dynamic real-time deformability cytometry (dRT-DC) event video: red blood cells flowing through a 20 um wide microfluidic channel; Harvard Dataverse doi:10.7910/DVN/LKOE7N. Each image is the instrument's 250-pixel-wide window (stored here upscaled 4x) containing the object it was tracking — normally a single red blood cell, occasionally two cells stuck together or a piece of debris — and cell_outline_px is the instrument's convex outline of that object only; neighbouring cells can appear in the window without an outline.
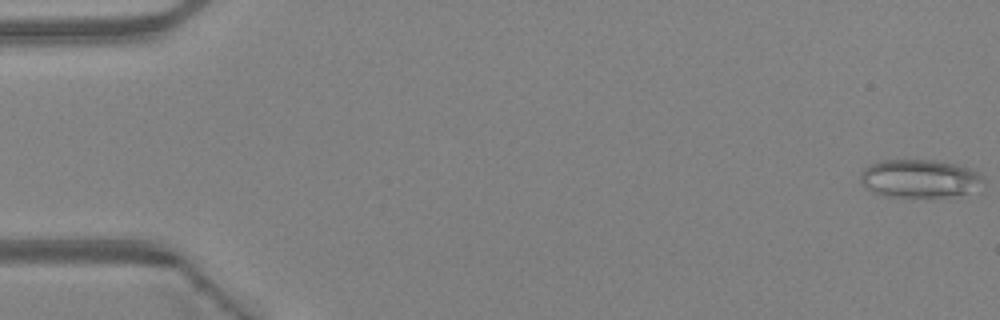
{"species": "Egyptian fruit bat (a non-hibernating species)", "species_latin": "Rousettus aegyptiacus", "temperature_condition": "warm", "stored_images_in_passage": 46, "camera_frame_rate_fps": 3000, "um_per_image_px": 0.085, "animal": {"sex": "female"}, "frame": {"image": 1, "passage_image": 1, "time_ms": 0.0, "image_size_px": [1000, 320], "cell_outline_px": [[984, 180], [964, 192], [944, 196], [888, 196], [864, 188], [860, 180], [860, 176], [864, 168], [880, 160], [936, 160], [956, 164], [968, 168], [984, 176]], "centroid_in_image_um": [78.07, 15.14], "position_along_channel_um": 6.9, "area_um2": 26.47}}
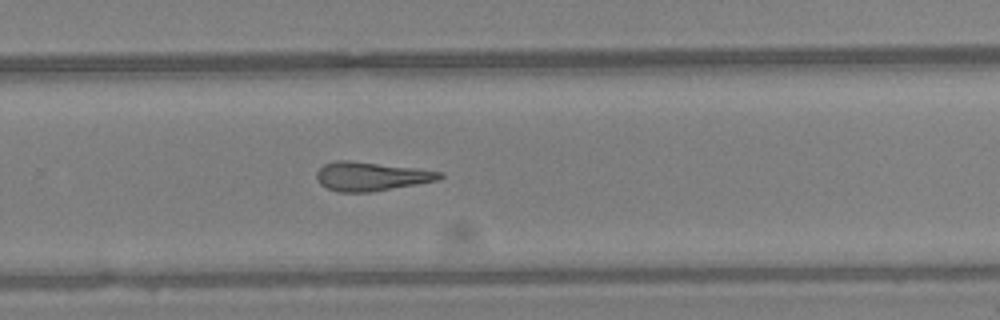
{"frame": {"image": 2, "passage_image": 31, "time_ms": 10.0, "image_size_px": [1000, 320], "cell_outline_px": [[444, 176], [436, 180], [416, 184], [372, 192], [336, 192], [320, 184], [316, 176], [316, 172], [324, 164], [336, 160], [348, 160], [416, 168], [444, 172]], "centroid_in_image_um": [31.52, 14.99], "position_along_channel_um": 298.3, "area_um2": 20.63}}
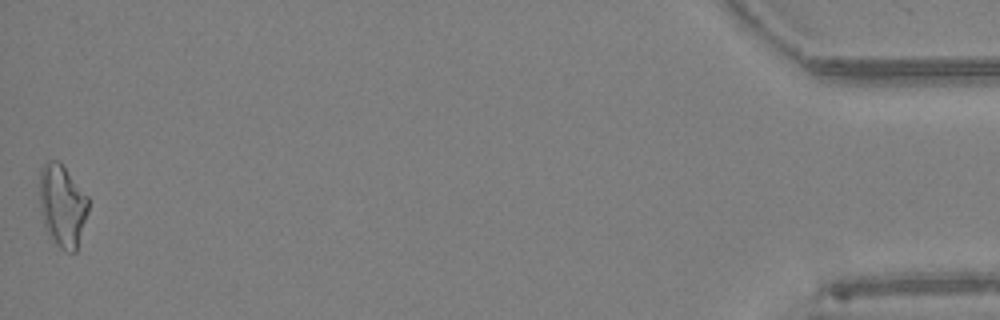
{"frame": {"image": 3, "passage_image": 46, "time_ms": 15.0, "image_size_px": [1000, 320], "cell_outline_px": [[88, 212], [76, 252], [64, 252], [56, 244], [48, 232], [44, 224], [40, 212], [40, 168], [48, 160], [56, 160], [64, 168], [88, 196]], "centroid_in_image_um": [5.3, 17.5], "position_along_channel_um": 429.9, "area_um2": 23.18}, "authors_computed_cell_mechanics": {"area_um2": 21.386, "velocity_mm_per_s": 4.5121, "shape_relaxation_time_tau1_ms": null, "shape_relaxation_time_tau2_ms": 3.5675, "deformation_change_tau1": null, "deformation_change_tau2": 0.1701}}